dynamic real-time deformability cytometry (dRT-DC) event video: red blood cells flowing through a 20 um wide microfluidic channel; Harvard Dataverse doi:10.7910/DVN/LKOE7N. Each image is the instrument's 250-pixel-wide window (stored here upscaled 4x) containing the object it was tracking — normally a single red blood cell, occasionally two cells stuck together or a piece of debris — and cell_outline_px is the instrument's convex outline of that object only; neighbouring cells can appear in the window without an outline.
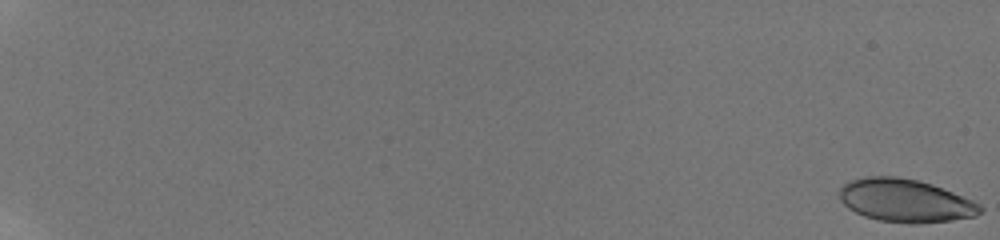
{"species": "human", "species_latin": "Homo sapiens", "temperature_condition": "room temperature", "stored_images_in_passage": 58, "camera_frame_rate_fps": 3000, "um_per_image_px": 0.085, "donor": {"sex": "male"}, "frame": {"image": 1, "passage_image": 1, "time_ms": 0.0, "image_size_px": [1000, 240], "cell_outline_px": [[984, 208], [976, 216], [952, 220], [916, 224], [912, 224], [880, 220], [864, 216], [848, 208], [840, 200], [840, 188], [844, 184], [852, 180], [864, 176], [896, 176], [916, 180], [932, 184], [972, 200], [980, 204]], "centroid_in_image_um": [76.95, 17.05], "position_along_channel_um": 8.0, "area_um2": 35.2}}
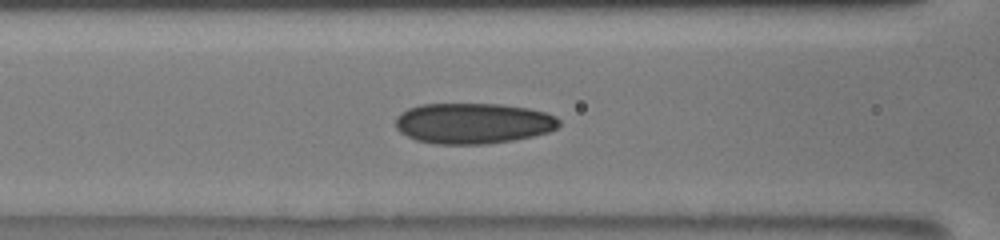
{"frame": {"image": 2, "passage_image": 30, "time_ms": 9.667, "image_size_px": [1000, 240], "cell_outline_px": [[560, 124], [556, 128], [548, 132], [532, 136], [512, 140], [484, 144], [436, 144], [416, 140], [400, 132], [396, 128], [396, 116], [400, 112], [408, 108], [420, 104], [500, 104], [528, 108], [544, 112], [556, 116], [560, 120]], "centroid_in_image_um": [40.19, 10.47], "position_along_channel_um": 126.4, "area_um2": 38.84}}
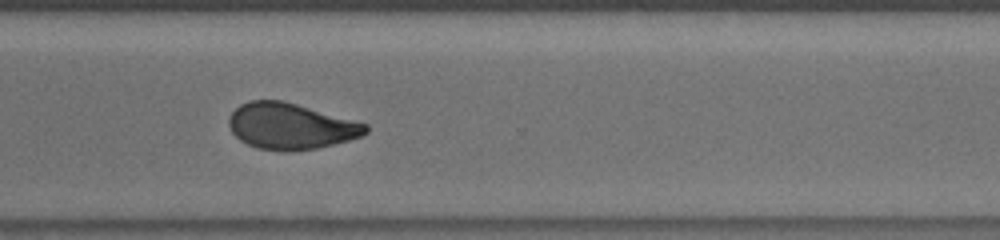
{"frame": {"image": 3, "passage_image": 47, "time_ms": 15.333, "image_size_px": [1000, 240], "cell_outline_px": [[368, 132], [360, 136], [348, 140], [316, 148], [288, 152], [284, 152], [256, 148], [240, 140], [232, 132], [228, 124], [228, 120], [232, 112], [240, 104], [248, 100], [280, 100], [296, 104], [368, 124]], "centroid_in_image_um": [24.67, 10.73], "position_along_channel_um": 345.9, "area_um2": 36.59}, "authors_computed_cell_mechanics": {"area_um2": 36.5296, "velocity_mm_per_s": 3.8814, "shape_relaxation_time_tau1_ms": 7.3883, "shape_relaxation_time_tau2_ms": 1.4921, "deformation_change_tau1": 0.18, "deformation_change_tau2": 0.0634}}